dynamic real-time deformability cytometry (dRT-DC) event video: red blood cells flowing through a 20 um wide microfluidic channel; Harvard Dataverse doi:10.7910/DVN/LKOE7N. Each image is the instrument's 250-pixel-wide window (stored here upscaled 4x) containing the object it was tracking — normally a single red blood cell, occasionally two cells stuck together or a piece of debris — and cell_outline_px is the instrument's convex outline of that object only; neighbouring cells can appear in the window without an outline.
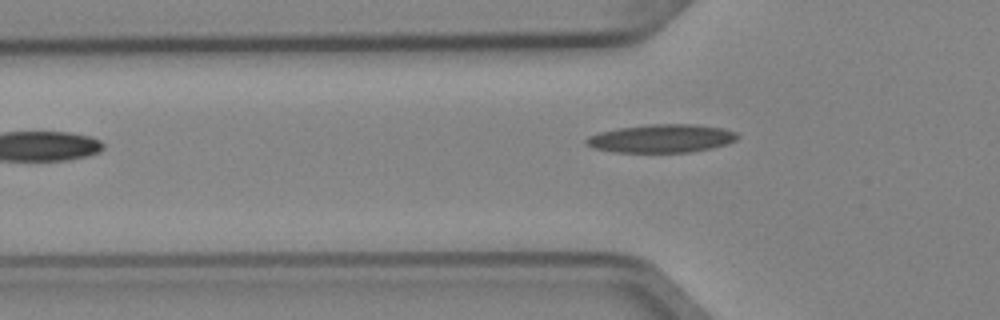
{"species": "Egyptian fruit bat (a non-hibernating species)", "species_latin": "Rousettus aegyptiacus", "temperature_condition": "cold", "stored_images_in_passage": 4, "camera_frame_rate_fps": 3000, "um_per_image_px": 0.085, "animal": {"sex": "female"}, "frame": {"image": 1, "passage_image": 3, "time_ms": 0.667, "image_size_px": [1000, 320], "cell_outline_px": [[740, 136], [736, 140], [728, 144], [688, 152], [612, 152], [592, 148], [584, 144], [584, 140], [588, 136], [600, 132], [620, 128], [648, 124], [696, 124], [724, 128], [736, 132]], "centroid_in_image_um": [56.21, 11.76], "position_along_channel_um": 69.6, "area_um2": 25.03}}
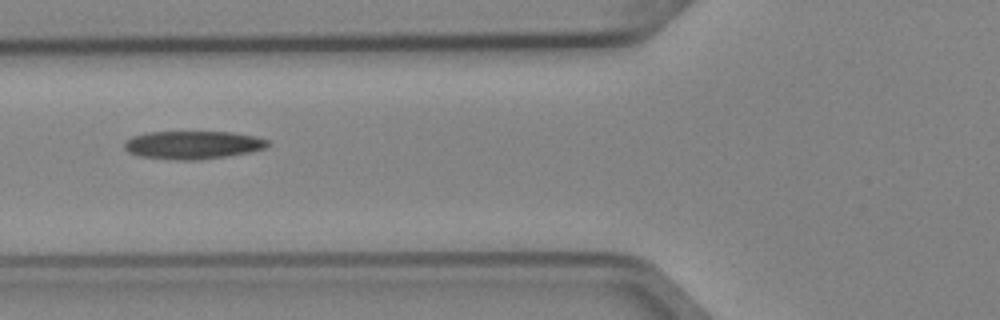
{"frame": {"image": 2, "passage_image": 4, "time_ms": 1.0, "image_size_px": [1000, 320], "cell_outline_px": [[272, 144], [264, 148], [248, 152], [224, 156], [196, 160], [176, 160], [140, 156], [128, 152], [124, 148], [124, 140], [132, 136], [148, 132], [232, 132], [256, 136], [268, 140]], "centroid_in_image_um": [16.37, 12.31], "position_along_channel_um": 109.4, "area_um2": 23.47}}